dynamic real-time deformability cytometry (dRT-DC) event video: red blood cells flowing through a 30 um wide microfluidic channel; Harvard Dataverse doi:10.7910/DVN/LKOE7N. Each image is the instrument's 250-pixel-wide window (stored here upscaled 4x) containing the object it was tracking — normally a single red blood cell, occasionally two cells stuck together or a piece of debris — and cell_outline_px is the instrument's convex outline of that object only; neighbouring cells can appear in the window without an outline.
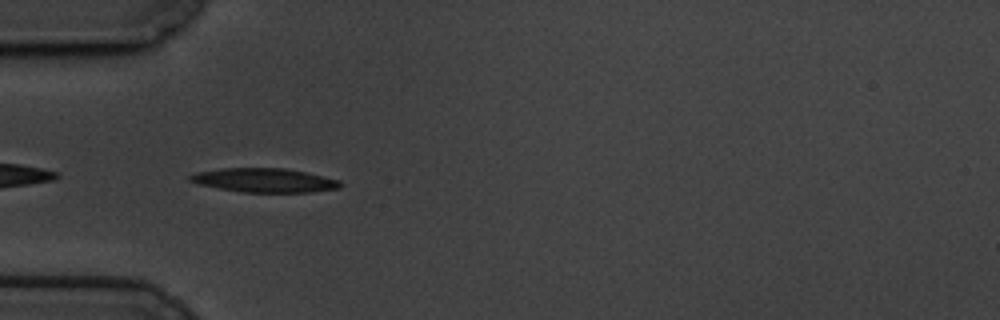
{"species": "common noctule bat (a hibernating species)", "species_latin": "Nyctalus noctula", "temperature_condition": "cold", "stored_images_in_passage": 35, "camera_frame_rate_fps": 3000, "um_per_image_px": 0.085, "animal": {"sex": "male", "body_mass_g": 19.5, "forearm_length_mm": 54.6}, "frame": {"image": 1, "passage_image": 2, "time_ms": 0.333, "image_size_px": [1000, 320], "cell_outline_px": [[344, 184], [340, 188], [308, 192], [244, 192], [220, 188], [200, 184], [188, 180], [188, 176], [196, 172], [220, 168], [284, 168], [304, 172], [340, 180]], "centroid_in_image_um": [22.48, 15.32], "position_along_channel_um": 62.5, "area_um2": 20.87}}
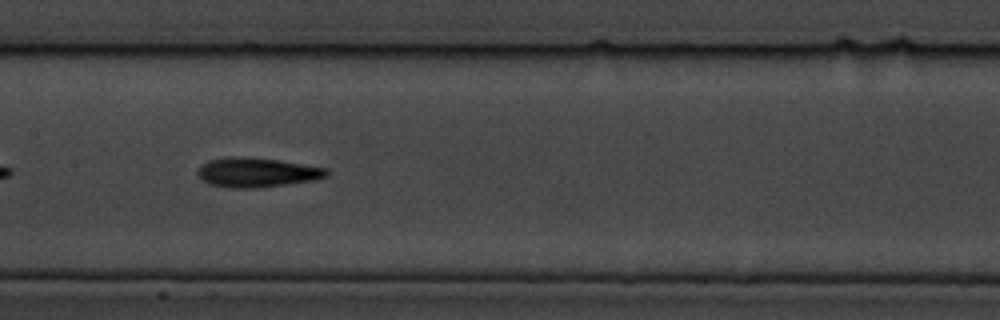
{"frame": {"image": 2, "passage_image": 13, "time_ms": 4.0, "image_size_px": [1000, 320], "cell_outline_px": [[328, 176], [316, 180], [256, 188], [228, 188], [208, 184], [200, 180], [196, 172], [200, 164], [208, 160], [236, 156], [280, 160], [328, 168]], "centroid_in_image_um": [21.8, 14.66], "position_along_channel_um": 185.6, "area_um2": 22.43}}
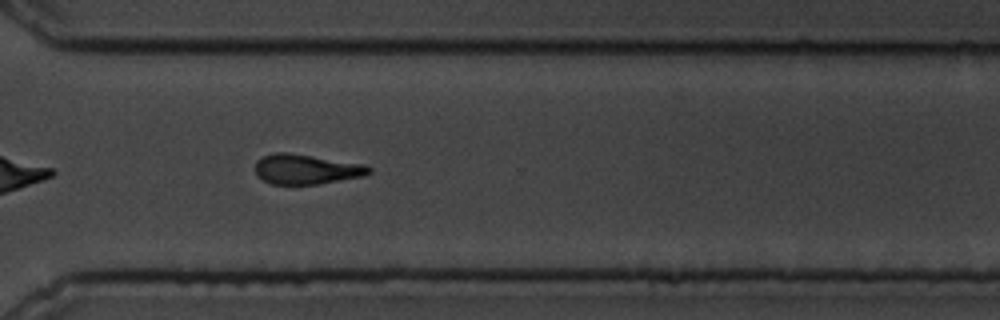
{"frame": {"image": 3, "passage_image": 27, "time_ms": 8.667, "image_size_px": [1000, 320], "cell_outline_px": [[372, 172], [364, 176], [320, 184], [272, 184], [264, 180], [256, 172], [256, 160], [272, 152], [288, 152], [364, 164], [372, 168]], "centroid_in_image_um": [26.06, 14.38], "position_along_channel_um": 344.5, "area_um2": 19.83}, "authors_computed_cell_mechanics": {"area_um2": 20.519, "velocity_mm_per_s": 3.4135, "shape_relaxation_time_tau1_ms": 2.6941, "shape_relaxation_time_tau2_ms": null, "deformation_change_tau1": 0.1267, "deformation_change_tau2": null}}